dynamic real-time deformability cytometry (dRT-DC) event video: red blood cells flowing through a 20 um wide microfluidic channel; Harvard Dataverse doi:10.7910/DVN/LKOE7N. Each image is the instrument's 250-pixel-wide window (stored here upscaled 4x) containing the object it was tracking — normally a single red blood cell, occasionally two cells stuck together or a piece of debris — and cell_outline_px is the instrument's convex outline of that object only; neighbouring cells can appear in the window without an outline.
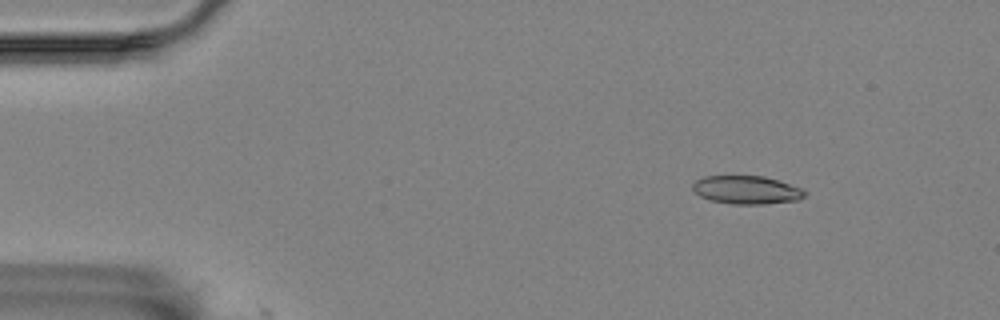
{"species": "Egyptian fruit bat (a non-hibernating species)", "species_latin": "Rousettus aegyptiacus", "temperature_condition": "room temperature", "stored_images_in_passage": 5, "camera_frame_rate_fps": 3000, "um_per_image_px": 0.085, "animal": {"sex": "female"}, "frame": {"image": 1, "passage_image": 2, "time_ms": 1.0, "image_size_px": [1000, 320], "cell_outline_px": [[808, 192], [800, 200], [764, 204], [732, 204], [712, 200], [700, 196], [692, 188], [692, 184], [696, 180], [704, 176], [764, 176], [804, 188]], "centroid_in_image_um": [63.51, 16.14], "position_along_channel_um": 21.5, "area_um2": 18.55}}
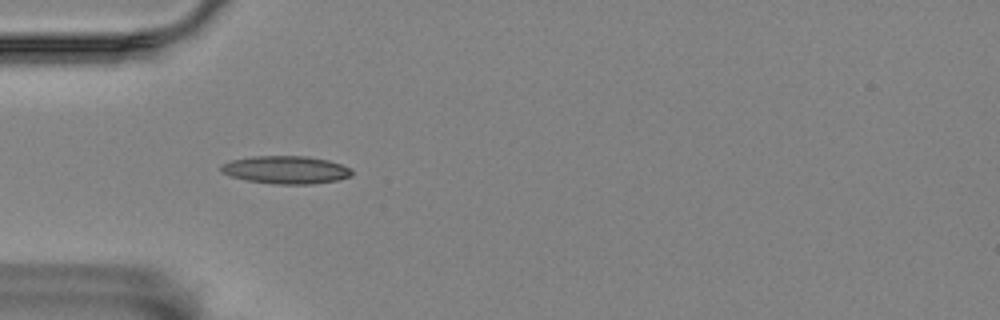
{"frame": {"image": 2, "passage_image": 4, "time_ms": 4.333, "image_size_px": [1000, 320], "cell_outline_px": [[352, 176], [340, 180], [312, 184], [272, 184], [248, 180], [232, 176], [220, 172], [220, 164], [232, 160], [252, 156], [304, 156], [328, 160], [352, 168]], "centroid_in_image_um": [24.32, 14.44], "position_along_channel_um": 60.7, "area_um2": 21.33}}
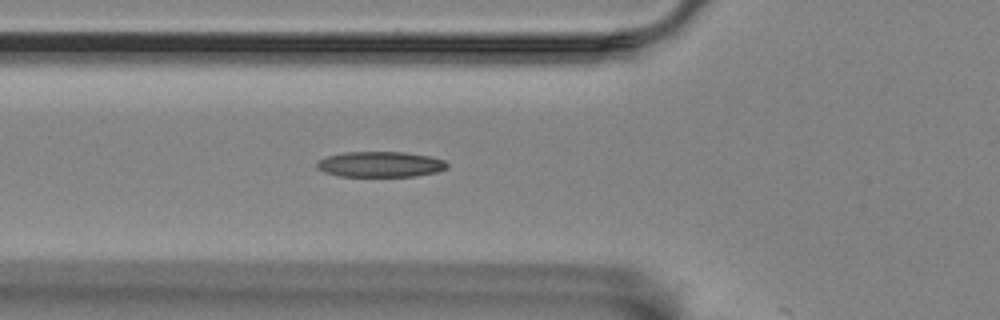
{"frame": {"image": 3, "passage_image": 5, "time_ms": 5.333, "image_size_px": [1000, 320], "cell_outline_px": [[448, 168], [436, 172], [416, 176], [340, 176], [324, 172], [316, 168], [316, 164], [320, 160], [328, 156], [344, 152], [404, 152], [432, 156], [444, 160], [448, 164]], "centroid_in_image_um": [32.36, 13.96], "position_along_channel_um": 93.4, "area_um2": 19.42}}